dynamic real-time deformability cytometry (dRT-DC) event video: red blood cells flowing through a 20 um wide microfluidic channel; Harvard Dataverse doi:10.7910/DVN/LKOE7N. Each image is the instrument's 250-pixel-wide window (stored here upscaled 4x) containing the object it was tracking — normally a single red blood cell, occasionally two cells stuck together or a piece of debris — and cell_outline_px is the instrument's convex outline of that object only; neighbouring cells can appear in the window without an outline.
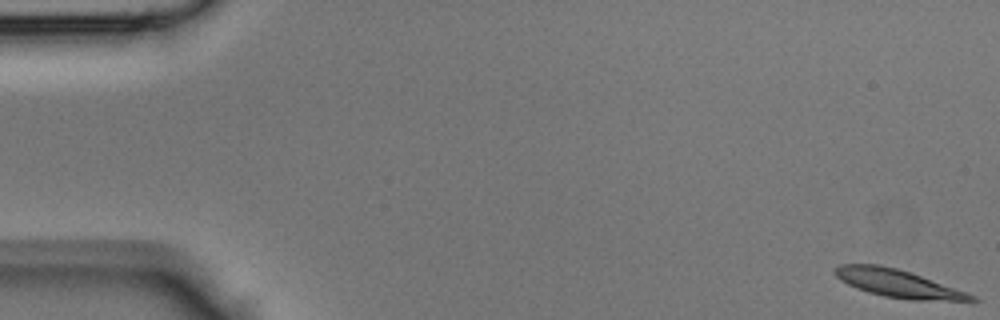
{"species": "Egyptian fruit bat (a non-hibernating species)", "species_latin": "Rousettus aegyptiacus", "temperature_condition": "room temperature", "stored_images_in_passage": 13, "camera_frame_rate_fps": 3000, "um_per_image_px": 0.085, "animal": {"sex": "male"}, "frame": {"image": 1, "passage_image": 1, "time_ms": 0.0, "image_size_px": [1000, 320], "cell_outline_px": [[980, 300], [908, 300], [884, 296], [868, 292], [856, 288], [840, 280], [832, 272], [832, 268], [840, 264], [880, 264], [896, 268], [920, 276], [976, 296]], "centroid_in_image_um": [76.21, 24.08], "position_along_channel_um": 8.8, "area_um2": 21.73}}
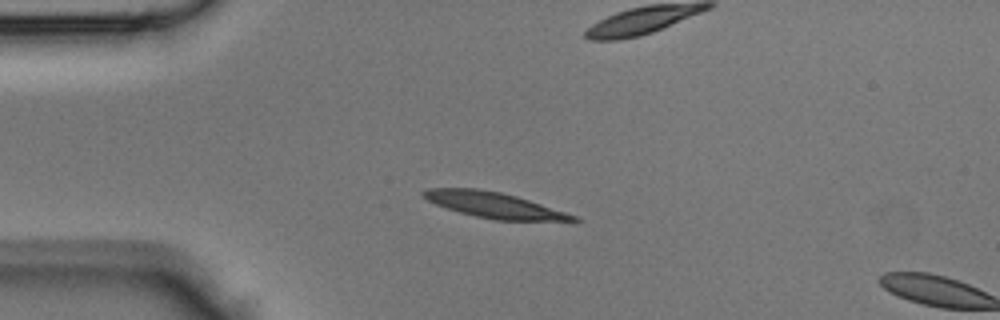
{"frame": {"image": 2, "passage_image": 11, "time_ms": 3.333, "image_size_px": [1000, 320], "cell_outline_px": [[584, 220], [496, 220], [476, 216], [460, 212], [436, 204], [428, 200], [420, 192], [428, 188], [476, 188], [500, 192], [516, 196], [576, 216]], "centroid_in_image_um": [41.94, 17.41], "position_along_channel_um": 43.1, "area_um2": 21.73}}